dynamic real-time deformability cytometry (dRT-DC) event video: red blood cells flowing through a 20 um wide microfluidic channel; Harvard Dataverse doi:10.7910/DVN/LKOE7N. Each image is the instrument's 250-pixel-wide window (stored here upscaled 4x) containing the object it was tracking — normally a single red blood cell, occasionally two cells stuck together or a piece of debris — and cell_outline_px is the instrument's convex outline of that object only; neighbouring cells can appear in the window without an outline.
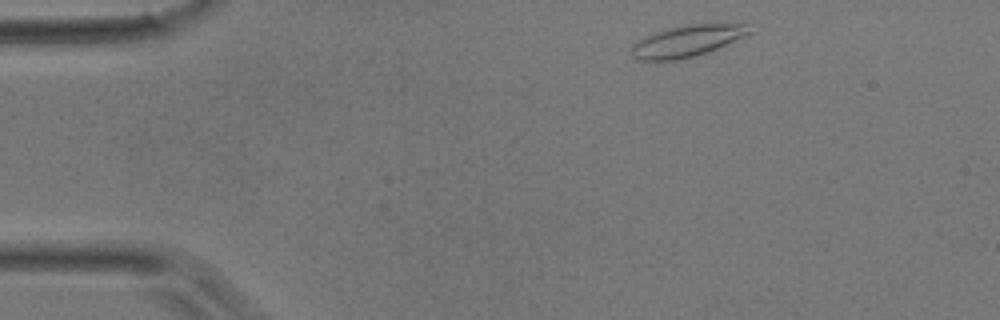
{"species": "common noctule bat (a hibernating species)", "species_latin": "Nyctalus noctula", "temperature_condition": "room temperature", "stored_images_in_passage": 4, "camera_frame_rate_fps": 3000, "um_per_image_px": 0.085, "animal": {"sex": "male", "body_mass_g": 17.9}, "frame": {"image": 1, "passage_image": 1, "time_ms": 0.0, "image_size_px": [1000, 320], "cell_outline_px": [[756, 32], [708, 52], [696, 56], [676, 60], [636, 60], [632, 56], [628, 48], [632, 44], [644, 36], [668, 28], [688, 24], [748, 24]], "centroid_in_image_um": [58.41, 3.49], "position_along_channel_um": 26.6, "area_um2": 22.02}}
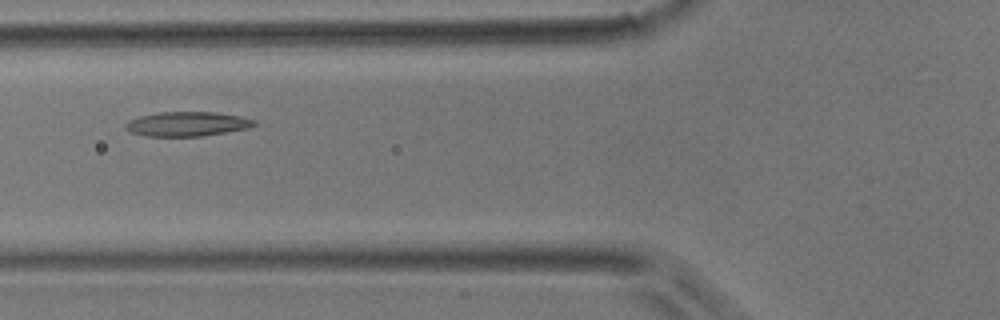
{"frame": {"image": 2, "passage_image": 4, "time_ms": 1.0, "image_size_px": [1000, 320], "cell_outline_px": [[256, 124], [248, 128], [200, 136], [148, 136], [132, 132], [124, 128], [124, 124], [128, 120], [140, 116], [156, 112], [216, 112], [240, 116], [256, 120]], "centroid_in_image_um": [15.88, 10.52], "position_along_channel_um": 109.9, "area_um2": 18.26}}